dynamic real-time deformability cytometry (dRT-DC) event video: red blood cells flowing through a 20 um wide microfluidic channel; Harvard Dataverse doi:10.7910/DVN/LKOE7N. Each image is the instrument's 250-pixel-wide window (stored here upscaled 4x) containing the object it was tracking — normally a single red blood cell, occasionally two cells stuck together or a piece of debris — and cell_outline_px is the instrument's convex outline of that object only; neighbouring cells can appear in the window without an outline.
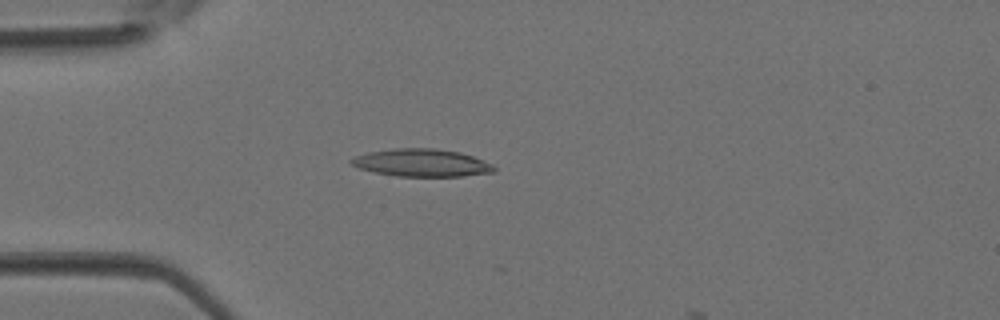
{"species": "Egyptian fruit bat (a non-hibernating species)", "species_latin": "Rousettus aegyptiacus", "temperature_condition": "room temperature", "stored_images_in_passage": 4, "camera_frame_rate_fps": 3000, "um_per_image_px": 0.085, "animal": {"sex": "female"}, "frame": {"image": 1, "passage_image": 3, "time_ms": 0.667, "image_size_px": [1000, 320], "cell_outline_px": [[496, 172], [464, 176], [396, 176], [372, 172], [360, 168], [352, 164], [348, 160], [356, 156], [368, 152], [396, 148], [436, 148], [460, 152], [472, 156], [492, 164], [496, 168]], "centroid_in_image_um": [35.85, 13.84], "position_along_channel_um": 49.1, "area_um2": 23.0}}